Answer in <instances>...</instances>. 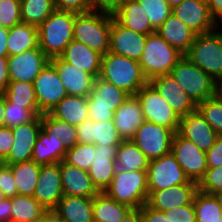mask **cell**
Here are the masks:
<instances>
[{"instance_id": "cell-14", "label": "cell", "mask_w": 222, "mask_h": 222, "mask_svg": "<svg viewBox=\"0 0 222 222\" xmlns=\"http://www.w3.org/2000/svg\"><path fill=\"white\" fill-rule=\"evenodd\" d=\"M172 14L197 35L213 32L219 25L212 17L206 0H184L172 8Z\"/></svg>"}, {"instance_id": "cell-1", "label": "cell", "mask_w": 222, "mask_h": 222, "mask_svg": "<svg viewBox=\"0 0 222 222\" xmlns=\"http://www.w3.org/2000/svg\"><path fill=\"white\" fill-rule=\"evenodd\" d=\"M78 13L54 10L38 28V47L51 60L59 57L73 40Z\"/></svg>"}, {"instance_id": "cell-15", "label": "cell", "mask_w": 222, "mask_h": 222, "mask_svg": "<svg viewBox=\"0 0 222 222\" xmlns=\"http://www.w3.org/2000/svg\"><path fill=\"white\" fill-rule=\"evenodd\" d=\"M11 129L14 139L12 148L2 162L9 165L32 160L33 148L41 131V116Z\"/></svg>"}, {"instance_id": "cell-8", "label": "cell", "mask_w": 222, "mask_h": 222, "mask_svg": "<svg viewBox=\"0 0 222 222\" xmlns=\"http://www.w3.org/2000/svg\"><path fill=\"white\" fill-rule=\"evenodd\" d=\"M129 96L124 90L100 77L95 78L93 87L87 97L89 119L95 122L112 120L114 112Z\"/></svg>"}, {"instance_id": "cell-30", "label": "cell", "mask_w": 222, "mask_h": 222, "mask_svg": "<svg viewBox=\"0 0 222 222\" xmlns=\"http://www.w3.org/2000/svg\"><path fill=\"white\" fill-rule=\"evenodd\" d=\"M67 222H93V197L63 195L54 209Z\"/></svg>"}, {"instance_id": "cell-35", "label": "cell", "mask_w": 222, "mask_h": 222, "mask_svg": "<svg viewBox=\"0 0 222 222\" xmlns=\"http://www.w3.org/2000/svg\"><path fill=\"white\" fill-rule=\"evenodd\" d=\"M131 209L113 200L105 192H99L93 197V218L97 222H121Z\"/></svg>"}, {"instance_id": "cell-48", "label": "cell", "mask_w": 222, "mask_h": 222, "mask_svg": "<svg viewBox=\"0 0 222 222\" xmlns=\"http://www.w3.org/2000/svg\"><path fill=\"white\" fill-rule=\"evenodd\" d=\"M0 189L4 192L7 198H12L18 195L13 172L10 165L0 162Z\"/></svg>"}, {"instance_id": "cell-21", "label": "cell", "mask_w": 222, "mask_h": 222, "mask_svg": "<svg viewBox=\"0 0 222 222\" xmlns=\"http://www.w3.org/2000/svg\"><path fill=\"white\" fill-rule=\"evenodd\" d=\"M146 39L147 35L127 29L112 19L109 52L139 61Z\"/></svg>"}, {"instance_id": "cell-63", "label": "cell", "mask_w": 222, "mask_h": 222, "mask_svg": "<svg viewBox=\"0 0 222 222\" xmlns=\"http://www.w3.org/2000/svg\"><path fill=\"white\" fill-rule=\"evenodd\" d=\"M31 222H46V211L39 217L32 220Z\"/></svg>"}, {"instance_id": "cell-12", "label": "cell", "mask_w": 222, "mask_h": 222, "mask_svg": "<svg viewBox=\"0 0 222 222\" xmlns=\"http://www.w3.org/2000/svg\"><path fill=\"white\" fill-rule=\"evenodd\" d=\"M136 96L141 103L145 121L178 131L180 117L149 83L143 86Z\"/></svg>"}, {"instance_id": "cell-59", "label": "cell", "mask_w": 222, "mask_h": 222, "mask_svg": "<svg viewBox=\"0 0 222 222\" xmlns=\"http://www.w3.org/2000/svg\"><path fill=\"white\" fill-rule=\"evenodd\" d=\"M121 222H143L142 216L140 213V208L131 209L125 217L122 219Z\"/></svg>"}, {"instance_id": "cell-28", "label": "cell", "mask_w": 222, "mask_h": 222, "mask_svg": "<svg viewBox=\"0 0 222 222\" xmlns=\"http://www.w3.org/2000/svg\"><path fill=\"white\" fill-rule=\"evenodd\" d=\"M156 33L183 55L188 53L197 35L173 14L163 22Z\"/></svg>"}, {"instance_id": "cell-5", "label": "cell", "mask_w": 222, "mask_h": 222, "mask_svg": "<svg viewBox=\"0 0 222 222\" xmlns=\"http://www.w3.org/2000/svg\"><path fill=\"white\" fill-rule=\"evenodd\" d=\"M183 56L155 32L147 35L144 51L138 62L144 76L149 81L157 76L170 74Z\"/></svg>"}, {"instance_id": "cell-41", "label": "cell", "mask_w": 222, "mask_h": 222, "mask_svg": "<svg viewBox=\"0 0 222 222\" xmlns=\"http://www.w3.org/2000/svg\"><path fill=\"white\" fill-rule=\"evenodd\" d=\"M21 21L39 26L54 10L53 0H22Z\"/></svg>"}, {"instance_id": "cell-65", "label": "cell", "mask_w": 222, "mask_h": 222, "mask_svg": "<svg viewBox=\"0 0 222 222\" xmlns=\"http://www.w3.org/2000/svg\"><path fill=\"white\" fill-rule=\"evenodd\" d=\"M7 198L4 194V192L0 189V203L3 201V199Z\"/></svg>"}, {"instance_id": "cell-49", "label": "cell", "mask_w": 222, "mask_h": 222, "mask_svg": "<svg viewBox=\"0 0 222 222\" xmlns=\"http://www.w3.org/2000/svg\"><path fill=\"white\" fill-rule=\"evenodd\" d=\"M164 212L165 214H169L173 222H196V212L193 202L181 207L171 208Z\"/></svg>"}, {"instance_id": "cell-4", "label": "cell", "mask_w": 222, "mask_h": 222, "mask_svg": "<svg viewBox=\"0 0 222 222\" xmlns=\"http://www.w3.org/2000/svg\"><path fill=\"white\" fill-rule=\"evenodd\" d=\"M170 74L196 105L220 91L217 82L185 55L176 63Z\"/></svg>"}, {"instance_id": "cell-58", "label": "cell", "mask_w": 222, "mask_h": 222, "mask_svg": "<svg viewBox=\"0 0 222 222\" xmlns=\"http://www.w3.org/2000/svg\"><path fill=\"white\" fill-rule=\"evenodd\" d=\"M9 29L0 26V57H8L7 39Z\"/></svg>"}, {"instance_id": "cell-40", "label": "cell", "mask_w": 222, "mask_h": 222, "mask_svg": "<svg viewBox=\"0 0 222 222\" xmlns=\"http://www.w3.org/2000/svg\"><path fill=\"white\" fill-rule=\"evenodd\" d=\"M196 222H222V207L213 194L197 191L193 199Z\"/></svg>"}, {"instance_id": "cell-50", "label": "cell", "mask_w": 222, "mask_h": 222, "mask_svg": "<svg viewBox=\"0 0 222 222\" xmlns=\"http://www.w3.org/2000/svg\"><path fill=\"white\" fill-rule=\"evenodd\" d=\"M56 10L75 13L91 12L89 0H53Z\"/></svg>"}, {"instance_id": "cell-32", "label": "cell", "mask_w": 222, "mask_h": 222, "mask_svg": "<svg viewBox=\"0 0 222 222\" xmlns=\"http://www.w3.org/2000/svg\"><path fill=\"white\" fill-rule=\"evenodd\" d=\"M49 114L58 120L78 126L89 119L87 97L67 95Z\"/></svg>"}, {"instance_id": "cell-23", "label": "cell", "mask_w": 222, "mask_h": 222, "mask_svg": "<svg viewBox=\"0 0 222 222\" xmlns=\"http://www.w3.org/2000/svg\"><path fill=\"white\" fill-rule=\"evenodd\" d=\"M79 143L94 145H119L123 139L119 136L113 120H84L76 126Z\"/></svg>"}, {"instance_id": "cell-45", "label": "cell", "mask_w": 222, "mask_h": 222, "mask_svg": "<svg viewBox=\"0 0 222 222\" xmlns=\"http://www.w3.org/2000/svg\"><path fill=\"white\" fill-rule=\"evenodd\" d=\"M21 22L20 1L0 0V26L10 29Z\"/></svg>"}, {"instance_id": "cell-25", "label": "cell", "mask_w": 222, "mask_h": 222, "mask_svg": "<svg viewBox=\"0 0 222 222\" xmlns=\"http://www.w3.org/2000/svg\"><path fill=\"white\" fill-rule=\"evenodd\" d=\"M114 126L123 140H131L145 121L142 106L136 95H130L114 112Z\"/></svg>"}, {"instance_id": "cell-34", "label": "cell", "mask_w": 222, "mask_h": 222, "mask_svg": "<svg viewBox=\"0 0 222 222\" xmlns=\"http://www.w3.org/2000/svg\"><path fill=\"white\" fill-rule=\"evenodd\" d=\"M150 160L132 140H123L116 149V168L120 171H147Z\"/></svg>"}, {"instance_id": "cell-22", "label": "cell", "mask_w": 222, "mask_h": 222, "mask_svg": "<svg viewBox=\"0 0 222 222\" xmlns=\"http://www.w3.org/2000/svg\"><path fill=\"white\" fill-rule=\"evenodd\" d=\"M197 191L198 185L194 181L158 191H148L147 205L164 212L171 208L191 204Z\"/></svg>"}, {"instance_id": "cell-13", "label": "cell", "mask_w": 222, "mask_h": 222, "mask_svg": "<svg viewBox=\"0 0 222 222\" xmlns=\"http://www.w3.org/2000/svg\"><path fill=\"white\" fill-rule=\"evenodd\" d=\"M171 153L189 180L198 184L208 169L205 151L176 132L172 141Z\"/></svg>"}, {"instance_id": "cell-44", "label": "cell", "mask_w": 222, "mask_h": 222, "mask_svg": "<svg viewBox=\"0 0 222 222\" xmlns=\"http://www.w3.org/2000/svg\"><path fill=\"white\" fill-rule=\"evenodd\" d=\"M95 145L78 143L73 148L67 149L64 161L69 165L87 170L94 158Z\"/></svg>"}, {"instance_id": "cell-54", "label": "cell", "mask_w": 222, "mask_h": 222, "mask_svg": "<svg viewBox=\"0 0 222 222\" xmlns=\"http://www.w3.org/2000/svg\"><path fill=\"white\" fill-rule=\"evenodd\" d=\"M13 133L10 127L0 128V162H2L8 155L13 144Z\"/></svg>"}, {"instance_id": "cell-60", "label": "cell", "mask_w": 222, "mask_h": 222, "mask_svg": "<svg viewBox=\"0 0 222 222\" xmlns=\"http://www.w3.org/2000/svg\"><path fill=\"white\" fill-rule=\"evenodd\" d=\"M46 222H67L55 210H46Z\"/></svg>"}, {"instance_id": "cell-31", "label": "cell", "mask_w": 222, "mask_h": 222, "mask_svg": "<svg viewBox=\"0 0 222 222\" xmlns=\"http://www.w3.org/2000/svg\"><path fill=\"white\" fill-rule=\"evenodd\" d=\"M67 149L60 137L55 134L39 132L32 152V160L40 165L60 163L64 160Z\"/></svg>"}, {"instance_id": "cell-7", "label": "cell", "mask_w": 222, "mask_h": 222, "mask_svg": "<svg viewBox=\"0 0 222 222\" xmlns=\"http://www.w3.org/2000/svg\"><path fill=\"white\" fill-rule=\"evenodd\" d=\"M185 56L218 85L222 83V30L196 35Z\"/></svg>"}, {"instance_id": "cell-42", "label": "cell", "mask_w": 222, "mask_h": 222, "mask_svg": "<svg viewBox=\"0 0 222 222\" xmlns=\"http://www.w3.org/2000/svg\"><path fill=\"white\" fill-rule=\"evenodd\" d=\"M214 131L222 136V91L197 104L196 108Z\"/></svg>"}, {"instance_id": "cell-61", "label": "cell", "mask_w": 222, "mask_h": 222, "mask_svg": "<svg viewBox=\"0 0 222 222\" xmlns=\"http://www.w3.org/2000/svg\"><path fill=\"white\" fill-rule=\"evenodd\" d=\"M5 101H6V97L4 93L0 92V128L5 127V120L3 117V112L5 109Z\"/></svg>"}, {"instance_id": "cell-29", "label": "cell", "mask_w": 222, "mask_h": 222, "mask_svg": "<svg viewBox=\"0 0 222 222\" xmlns=\"http://www.w3.org/2000/svg\"><path fill=\"white\" fill-rule=\"evenodd\" d=\"M113 17L119 24L134 32L144 35L156 32L150 25L143 6L137 0L124 1Z\"/></svg>"}, {"instance_id": "cell-55", "label": "cell", "mask_w": 222, "mask_h": 222, "mask_svg": "<svg viewBox=\"0 0 222 222\" xmlns=\"http://www.w3.org/2000/svg\"><path fill=\"white\" fill-rule=\"evenodd\" d=\"M9 82L8 57H0V92L7 89Z\"/></svg>"}, {"instance_id": "cell-10", "label": "cell", "mask_w": 222, "mask_h": 222, "mask_svg": "<svg viewBox=\"0 0 222 222\" xmlns=\"http://www.w3.org/2000/svg\"><path fill=\"white\" fill-rule=\"evenodd\" d=\"M39 111L49 113L68 94L56 67L49 62L33 81Z\"/></svg>"}, {"instance_id": "cell-36", "label": "cell", "mask_w": 222, "mask_h": 222, "mask_svg": "<svg viewBox=\"0 0 222 222\" xmlns=\"http://www.w3.org/2000/svg\"><path fill=\"white\" fill-rule=\"evenodd\" d=\"M9 165L13 172L18 195L33 196L40 175L41 165L33 160Z\"/></svg>"}, {"instance_id": "cell-26", "label": "cell", "mask_w": 222, "mask_h": 222, "mask_svg": "<svg viewBox=\"0 0 222 222\" xmlns=\"http://www.w3.org/2000/svg\"><path fill=\"white\" fill-rule=\"evenodd\" d=\"M59 57L95 78L100 76L102 54L92 50L85 44L72 40Z\"/></svg>"}, {"instance_id": "cell-19", "label": "cell", "mask_w": 222, "mask_h": 222, "mask_svg": "<svg viewBox=\"0 0 222 222\" xmlns=\"http://www.w3.org/2000/svg\"><path fill=\"white\" fill-rule=\"evenodd\" d=\"M118 145H95L93 162L88 169L93 186L104 192L116 173V149Z\"/></svg>"}, {"instance_id": "cell-18", "label": "cell", "mask_w": 222, "mask_h": 222, "mask_svg": "<svg viewBox=\"0 0 222 222\" xmlns=\"http://www.w3.org/2000/svg\"><path fill=\"white\" fill-rule=\"evenodd\" d=\"M148 83L168 102L180 118L196 110L197 105L171 74L157 76L149 80Z\"/></svg>"}, {"instance_id": "cell-33", "label": "cell", "mask_w": 222, "mask_h": 222, "mask_svg": "<svg viewBox=\"0 0 222 222\" xmlns=\"http://www.w3.org/2000/svg\"><path fill=\"white\" fill-rule=\"evenodd\" d=\"M38 48V28L27 23H19L9 29L7 39L8 56Z\"/></svg>"}, {"instance_id": "cell-47", "label": "cell", "mask_w": 222, "mask_h": 222, "mask_svg": "<svg viewBox=\"0 0 222 222\" xmlns=\"http://www.w3.org/2000/svg\"><path fill=\"white\" fill-rule=\"evenodd\" d=\"M197 185L199 191L207 194L222 191V166L208 168Z\"/></svg>"}, {"instance_id": "cell-37", "label": "cell", "mask_w": 222, "mask_h": 222, "mask_svg": "<svg viewBox=\"0 0 222 222\" xmlns=\"http://www.w3.org/2000/svg\"><path fill=\"white\" fill-rule=\"evenodd\" d=\"M6 100L21 108L30 109L36 116L42 113L38 109L33 83L23 81H10L9 86L3 92Z\"/></svg>"}, {"instance_id": "cell-6", "label": "cell", "mask_w": 222, "mask_h": 222, "mask_svg": "<svg viewBox=\"0 0 222 222\" xmlns=\"http://www.w3.org/2000/svg\"><path fill=\"white\" fill-rule=\"evenodd\" d=\"M104 192L118 203L132 209L141 208L148 199L147 171L116 170L110 186Z\"/></svg>"}, {"instance_id": "cell-53", "label": "cell", "mask_w": 222, "mask_h": 222, "mask_svg": "<svg viewBox=\"0 0 222 222\" xmlns=\"http://www.w3.org/2000/svg\"><path fill=\"white\" fill-rule=\"evenodd\" d=\"M140 213L143 222H173L169 214L163 211L152 209L147 204L140 208Z\"/></svg>"}, {"instance_id": "cell-27", "label": "cell", "mask_w": 222, "mask_h": 222, "mask_svg": "<svg viewBox=\"0 0 222 222\" xmlns=\"http://www.w3.org/2000/svg\"><path fill=\"white\" fill-rule=\"evenodd\" d=\"M61 181L64 195L94 197L99 192L93 186L87 170L60 162Z\"/></svg>"}, {"instance_id": "cell-24", "label": "cell", "mask_w": 222, "mask_h": 222, "mask_svg": "<svg viewBox=\"0 0 222 222\" xmlns=\"http://www.w3.org/2000/svg\"><path fill=\"white\" fill-rule=\"evenodd\" d=\"M56 67L66 92L71 96L88 97L93 87L95 77L80 71L72 64L63 61L60 57L50 60Z\"/></svg>"}, {"instance_id": "cell-3", "label": "cell", "mask_w": 222, "mask_h": 222, "mask_svg": "<svg viewBox=\"0 0 222 222\" xmlns=\"http://www.w3.org/2000/svg\"><path fill=\"white\" fill-rule=\"evenodd\" d=\"M113 15L87 12L76 15L73 40L104 55L110 49V32Z\"/></svg>"}, {"instance_id": "cell-46", "label": "cell", "mask_w": 222, "mask_h": 222, "mask_svg": "<svg viewBox=\"0 0 222 222\" xmlns=\"http://www.w3.org/2000/svg\"><path fill=\"white\" fill-rule=\"evenodd\" d=\"M36 115L28 108L14 105L12 102L5 101L3 117L6 127H15L31 121Z\"/></svg>"}, {"instance_id": "cell-43", "label": "cell", "mask_w": 222, "mask_h": 222, "mask_svg": "<svg viewBox=\"0 0 222 222\" xmlns=\"http://www.w3.org/2000/svg\"><path fill=\"white\" fill-rule=\"evenodd\" d=\"M146 12L152 28L156 31L172 14V7L167 0H137Z\"/></svg>"}, {"instance_id": "cell-52", "label": "cell", "mask_w": 222, "mask_h": 222, "mask_svg": "<svg viewBox=\"0 0 222 222\" xmlns=\"http://www.w3.org/2000/svg\"><path fill=\"white\" fill-rule=\"evenodd\" d=\"M205 153L208 168L222 166V136H219L215 144Z\"/></svg>"}, {"instance_id": "cell-38", "label": "cell", "mask_w": 222, "mask_h": 222, "mask_svg": "<svg viewBox=\"0 0 222 222\" xmlns=\"http://www.w3.org/2000/svg\"><path fill=\"white\" fill-rule=\"evenodd\" d=\"M41 130L46 134L60 137L66 149L79 143L76 126L52 117L49 113L41 115Z\"/></svg>"}, {"instance_id": "cell-62", "label": "cell", "mask_w": 222, "mask_h": 222, "mask_svg": "<svg viewBox=\"0 0 222 222\" xmlns=\"http://www.w3.org/2000/svg\"><path fill=\"white\" fill-rule=\"evenodd\" d=\"M213 196L218 201V204L222 207V191L213 193Z\"/></svg>"}, {"instance_id": "cell-64", "label": "cell", "mask_w": 222, "mask_h": 222, "mask_svg": "<svg viewBox=\"0 0 222 222\" xmlns=\"http://www.w3.org/2000/svg\"><path fill=\"white\" fill-rule=\"evenodd\" d=\"M184 0H167L169 5L173 8L176 5H179L183 2Z\"/></svg>"}, {"instance_id": "cell-9", "label": "cell", "mask_w": 222, "mask_h": 222, "mask_svg": "<svg viewBox=\"0 0 222 222\" xmlns=\"http://www.w3.org/2000/svg\"><path fill=\"white\" fill-rule=\"evenodd\" d=\"M173 129L144 121L131 139L151 161L171 152Z\"/></svg>"}, {"instance_id": "cell-16", "label": "cell", "mask_w": 222, "mask_h": 222, "mask_svg": "<svg viewBox=\"0 0 222 222\" xmlns=\"http://www.w3.org/2000/svg\"><path fill=\"white\" fill-rule=\"evenodd\" d=\"M63 195L60 163L41 165L33 197L46 210H54Z\"/></svg>"}, {"instance_id": "cell-11", "label": "cell", "mask_w": 222, "mask_h": 222, "mask_svg": "<svg viewBox=\"0 0 222 222\" xmlns=\"http://www.w3.org/2000/svg\"><path fill=\"white\" fill-rule=\"evenodd\" d=\"M147 179L148 191H158L190 182L171 152L150 161Z\"/></svg>"}, {"instance_id": "cell-56", "label": "cell", "mask_w": 222, "mask_h": 222, "mask_svg": "<svg viewBox=\"0 0 222 222\" xmlns=\"http://www.w3.org/2000/svg\"><path fill=\"white\" fill-rule=\"evenodd\" d=\"M206 3L214 20L222 22V0H206Z\"/></svg>"}, {"instance_id": "cell-20", "label": "cell", "mask_w": 222, "mask_h": 222, "mask_svg": "<svg viewBox=\"0 0 222 222\" xmlns=\"http://www.w3.org/2000/svg\"><path fill=\"white\" fill-rule=\"evenodd\" d=\"M177 133L205 152L215 144L219 137L197 109L180 118Z\"/></svg>"}, {"instance_id": "cell-39", "label": "cell", "mask_w": 222, "mask_h": 222, "mask_svg": "<svg viewBox=\"0 0 222 222\" xmlns=\"http://www.w3.org/2000/svg\"><path fill=\"white\" fill-rule=\"evenodd\" d=\"M46 211L33 196L11 198V222H31Z\"/></svg>"}, {"instance_id": "cell-17", "label": "cell", "mask_w": 222, "mask_h": 222, "mask_svg": "<svg viewBox=\"0 0 222 222\" xmlns=\"http://www.w3.org/2000/svg\"><path fill=\"white\" fill-rule=\"evenodd\" d=\"M50 62V59L38 48L21 54L8 56L10 81L31 82L41 70Z\"/></svg>"}, {"instance_id": "cell-2", "label": "cell", "mask_w": 222, "mask_h": 222, "mask_svg": "<svg viewBox=\"0 0 222 222\" xmlns=\"http://www.w3.org/2000/svg\"><path fill=\"white\" fill-rule=\"evenodd\" d=\"M99 77L129 95H136L148 83L137 60L109 51L102 55Z\"/></svg>"}, {"instance_id": "cell-51", "label": "cell", "mask_w": 222, "mask_h": 222, "mask_svg": "<svg viewBox=\"0 0 222 222\" xmlns=\"http://www.w3.org/2000/svg\"><path fill=\"white\" fill-rule=\"evenodd\" d=\"M91 11L113 15L124 2L123 0H89Z\"/></svg>"}, {"instance_id": "cell-66", "label": "cell", "mask_w": 222, "mask_h": 222, "mask_svg": "<svg viewBox=\"0 0 222 222\" xmlns=\"http://www.w3.org/2000/svg\"><path fill=\"white\" fill-rule=\"evenodd\" d=\"M220 91H222V83L219 85Z\"/></svg>"}, {"instance_id": "cell-57", "label": "cell", "mask_w": 222, "mask_h": 222, "mask_svg": "<svg viewBox=\"0 0 222 222\" xmlns=\"http://www.w3.org/2000/svg\"><path fill=\"white\" fill-rule=\"evenodd\" d=\"M0 222H11V198H5L0 203Z\"/></svg>"}]
</instances>
